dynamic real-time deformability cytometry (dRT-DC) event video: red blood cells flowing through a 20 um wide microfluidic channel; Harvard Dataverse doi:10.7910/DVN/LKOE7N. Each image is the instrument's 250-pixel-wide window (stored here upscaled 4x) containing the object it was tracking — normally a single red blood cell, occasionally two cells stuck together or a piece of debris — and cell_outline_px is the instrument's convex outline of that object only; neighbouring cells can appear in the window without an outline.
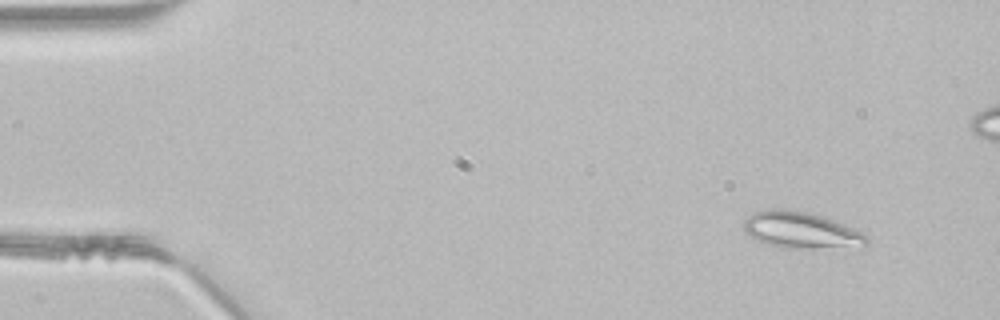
{"species": "common noctule bat (a hibernating species)", "species_latin": "Nyctalus noctula", "temperature_condition": "room temperature", "stored_images_in_passage": 46, "camera_frame_rate_fps": 3000, "um_per_image_px": 0.085, "animal": {"sex": "male", "body_mass_g": 21.5, "forearm_length_mm": 52.0}, "frame": {"image": 1, "passage_image": 2, "time_ms": 0.333, "image_size_px": [1000, 320], "cell_outline_px": [[868, 244], [788, 248], [784, 248], [768, 244], [756, 240], [744, 232], [744, 220], [752, 212], [772, 208], [780, 208], [808, 212], [836, 220], [868, 236]], "centroid_in_image_um": [67.98, 19.51], "position_along_channel_um": 17.0, "area_um2": 25.49}}
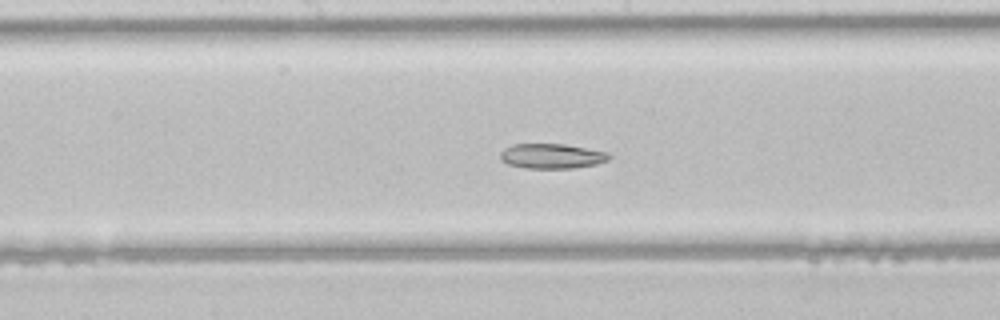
{"frame": {"image": 2, "passage_image": 22, "time_ms": 7.0, "image_size_px": [1000, 320], "cell_outline_px": [[612, 156], [608, 160], [596, 164], [576, 168], [524, 168], [508, 164], [500, 160], [500, 152], [504, 148], [512, 144], [564, 144], [608, 152]], "centroid_in_image_um": [46.89, 13.27], "position_along_channel_um": 201.3, "area_um2": 15.9}}
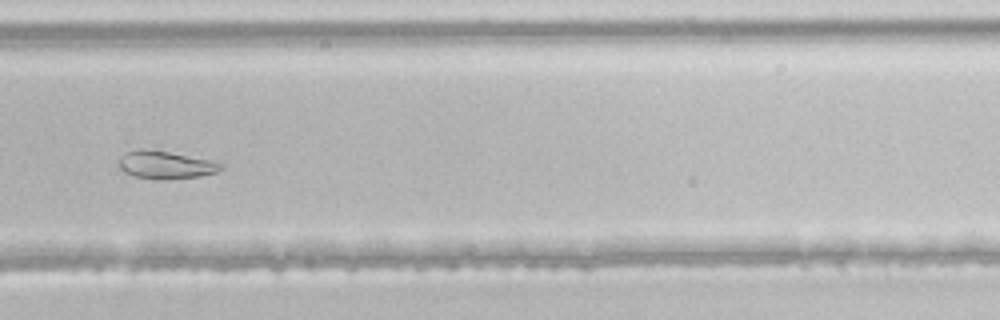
{"frame": {"image": 3, "passage_image": 30, "time_ms": 9.667, "image_size_px": [1000, 320], "cell_outline_px": [[224, 168], [216, 172], [200, 176], [136, 176], [124, 172], [120, 168], [120, 156], [128, 152], [140, 148], [144, 148], [168, 152], [212, 160], [224, 164]], "centroid_in_image_um": [14.11, 13.95], "position_along_channel_um": 315.7, "area_um2": 15.49}}